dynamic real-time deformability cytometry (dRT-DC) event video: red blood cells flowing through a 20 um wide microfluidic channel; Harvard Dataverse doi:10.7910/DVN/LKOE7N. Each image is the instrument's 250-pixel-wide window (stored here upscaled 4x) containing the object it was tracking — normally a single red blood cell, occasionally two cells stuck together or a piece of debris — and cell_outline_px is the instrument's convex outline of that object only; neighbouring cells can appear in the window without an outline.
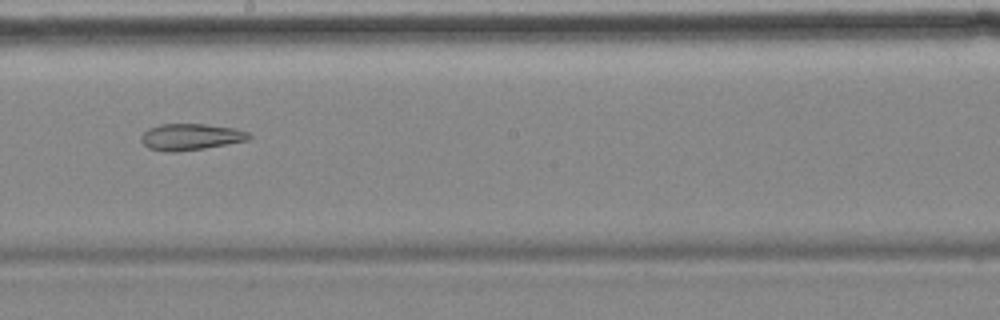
{"species": "common noctule bat (a hibernating species)", "species_latin": "Nyctalus noctula", "temperature_condition": "cold", "stored_images_in_passage": 9, "camera_frame_rate_fps": 3000, "um_per_image_px": 0.085, "animal": {"sex": "female", "body_mass_g": 18.4}, "frame": {"image": 1, "passage_image": 8, "time_ms": 9.333, "image_size_px": [1000, 320], "cell_outline_px": [[252, 136], [248, 140], [204, 148], [176, 152], [168, 152], [148, 148], [140, 140], [140, 136], [148, 128], [160, 124], [204, 124], [236, 128], [248, 132]], "centroid_in_image_um": [16.19, 11.63], "position_along_channel_um": 232.0, "area_um2": 16.65}}
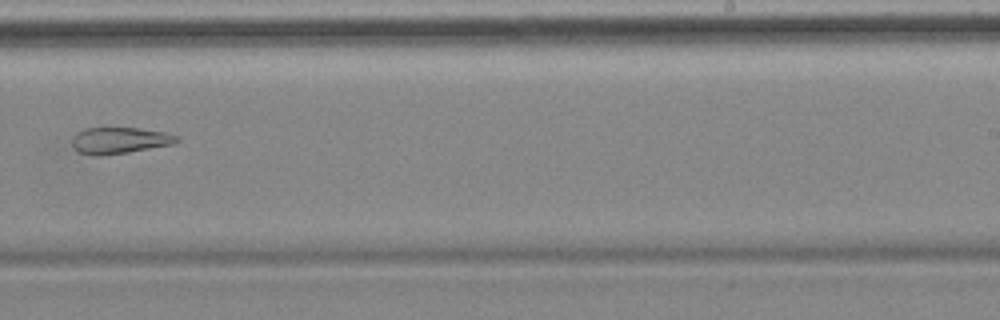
{"frame": {"image": 2, "passage_image": 9, "time_ms": 10.667, "image_size_px": [1000, 320], "cell_outline_px": [[180, 140], [172, 144], [128, 152], [104, 156], [92, 156], [76, 152], [72, 144], [72, 136], [76, 132], [84, 128], [140, 128], [164, 132], [180, 136]], "centroid_in_image_um": [10.11, 11.94], "position_along_channel_um": 278.9, "area_um2": 16.36}}